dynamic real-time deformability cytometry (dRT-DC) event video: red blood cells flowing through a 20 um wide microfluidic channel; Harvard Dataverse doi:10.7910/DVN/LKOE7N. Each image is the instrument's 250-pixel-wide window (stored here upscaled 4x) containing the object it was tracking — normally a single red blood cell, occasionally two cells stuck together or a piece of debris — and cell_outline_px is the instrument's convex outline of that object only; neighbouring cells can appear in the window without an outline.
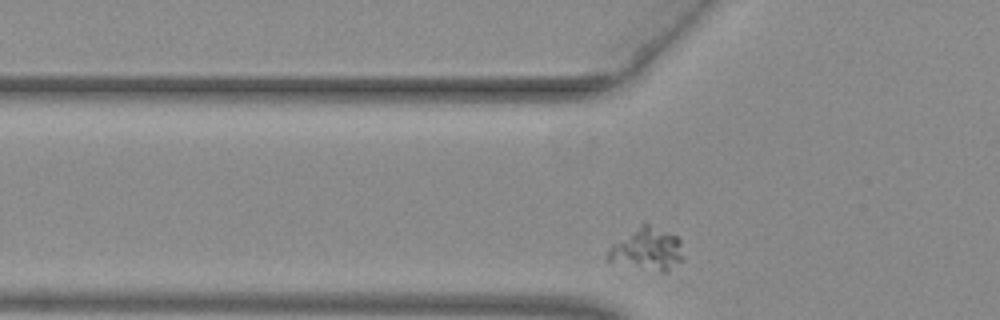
{"species": "common noctule bat (a hibernating species)", "species_latin": "Nyctalus noctula", "temperature_condition": "warm", "stored_images_in_passage": 37, "camera_frame_rate_fps": 3000, "um_per_image_px": 0.085, "animal": {"sex": "female", "body_mass_g": 29.2, "forearm_length_mm": 56.3}, "frame": {"image": 1, "passage_image": 9, "time_ms": 2.667, "image_size_px": [1000, 320], "cell_outline_px": [[680, 260], [668, 272], [664, 272], [608, 264], [608, 248], [612, 244], [640, 224], [648, 224], [676, 236], [680, 240]], "centroid_in_image_um": [54.91, 21.22], "position_along_channel_um": 70.9, "area_um2": 18.55}}
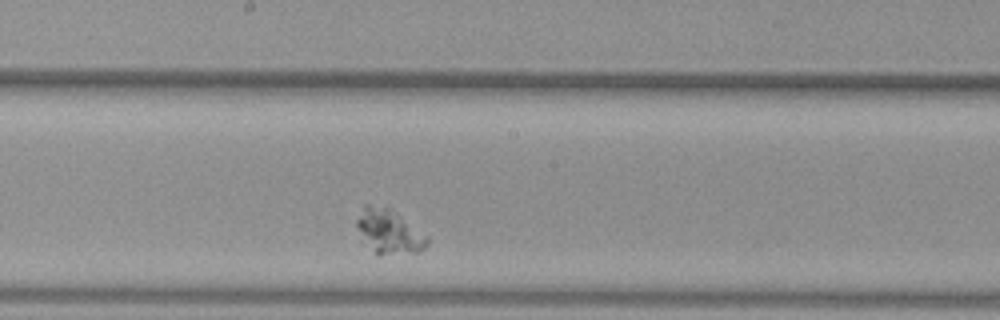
{"frame": {"image": 2, "passage_image": 21, "time_ms": 6.667, "image_size_px": [1000, 320], "cell_outline_px": [[428, 244], [420, 252], [380, 256], [376, 252], [356, 228], [356, 220], [364, 204], [388, 204], [428, 236]], "centroid_in_image_um": [33.11, 19.63], "position_along_channel_um": 215.1, "area_um2": 18.55}}
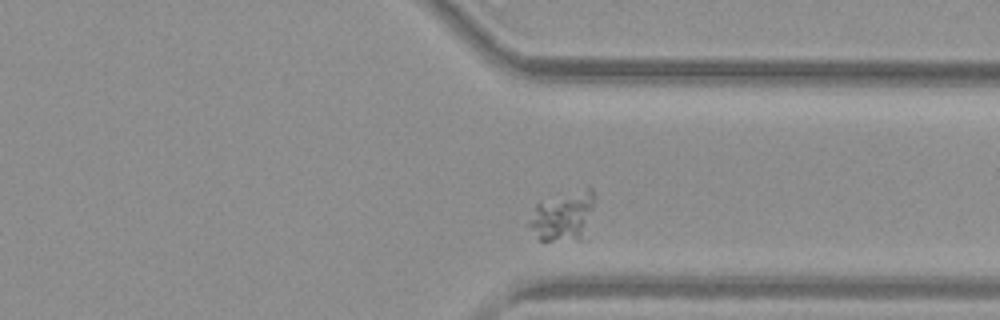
{"frame": {"image": 3, "passage_image": 33, "time_ms": 10.667, "image_size_px": [1000, 320], "cell_outline_px": [[596, 200], [580, 240], [540, 240], [528, 224], [536, 204], [588, 188], [592, 188]], "centroid_in_image_um": [47.87, 18.38], "position_along_channel_um": 363.5, "area_um2": 17.86}}